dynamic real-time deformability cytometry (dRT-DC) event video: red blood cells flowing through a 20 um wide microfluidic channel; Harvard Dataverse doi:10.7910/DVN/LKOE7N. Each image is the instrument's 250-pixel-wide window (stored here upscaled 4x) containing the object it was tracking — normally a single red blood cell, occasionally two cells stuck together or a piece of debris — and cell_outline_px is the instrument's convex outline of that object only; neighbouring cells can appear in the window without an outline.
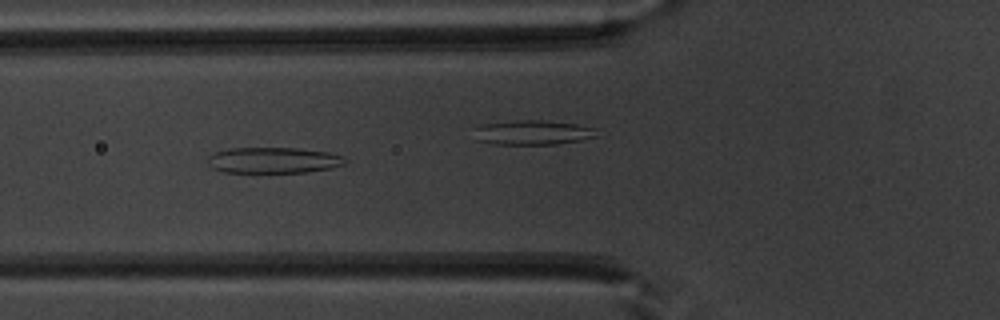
{"species": "common noctule bat (a hibernating species)", "species_latin": "Nyctalus noctula", "temperature_condition": "warm", "stored_images_in_passage": 51, "camera_frame_rate_fps": 3000, "um_per_image_px": 0.085, "animal": {"sex": "male", "body_mass_g": 20.1, "forearm_length_mm": 53.5}, "frame": {"image": 1, "passage_image": 19, "time_ms": 6.0, "image_size_px": [1000, 320], "cell_outline_px": [[348, 160], [344, 164], [328, 168], [308, 172], [224, 172], [212, 168], [208, 164], [208, 156], [212, 152], [228, 148], [296, 148], [328, 152], [344, 156]], "centroid_in_image_um": [23.21, 13.61], "position_along_channel_um": 102.6, "area_um2": 20.81}}
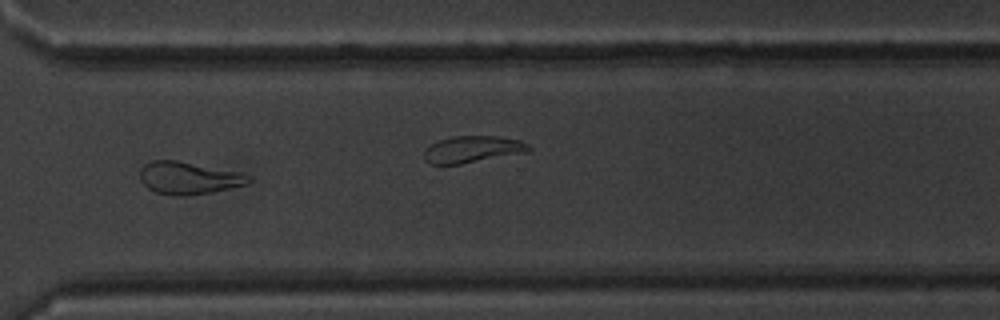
{"frame": {"image": 2, "passage_image": 38, "time_ms": 12.333, "image_size_px": [1000, 320], "cell_outline_px": [[252, 180], [248, 184], [208, 192], [184, 196], [180, 196], [156, 192], [148, 188], [140, 180], [140, 168], [144, 164], [152, 160], [176, 160], [236, 172], [252, 176]], "centroid_in_image_um": [16.0, 15.12], "position_along_channel_um": 354.6, "area_um2": 20.17}}
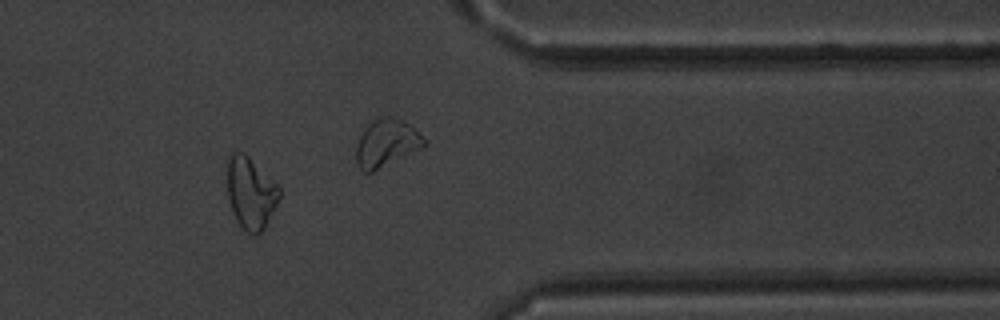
{"frame": {"image": 3, "passage_image": 42, "time_ms": 13.667, "image_size_px": [1000, 320], "cell_outline_px": [[280, 196], [264, 228], [256, 236], [252, 236], [236, 220], [228, 196], [228, 156], [232, 152], [244, 152], [280, 188]], "centroid_in_image_um": [21.3, 16.4], "position_along_channel_um": 390.1, "area_um2": 21.27}, "authors_computed_cell_mechanics": {"area_um2": 22.7154, "velocity_mm_per_s": 3.9731, "shape_relaxation_time_tau1_ms": null, "shape_relaxation_time_tau2_ms": 4.0292, "deformation_change_tau1": null, "deformation_change_tau2": 0.1392}}